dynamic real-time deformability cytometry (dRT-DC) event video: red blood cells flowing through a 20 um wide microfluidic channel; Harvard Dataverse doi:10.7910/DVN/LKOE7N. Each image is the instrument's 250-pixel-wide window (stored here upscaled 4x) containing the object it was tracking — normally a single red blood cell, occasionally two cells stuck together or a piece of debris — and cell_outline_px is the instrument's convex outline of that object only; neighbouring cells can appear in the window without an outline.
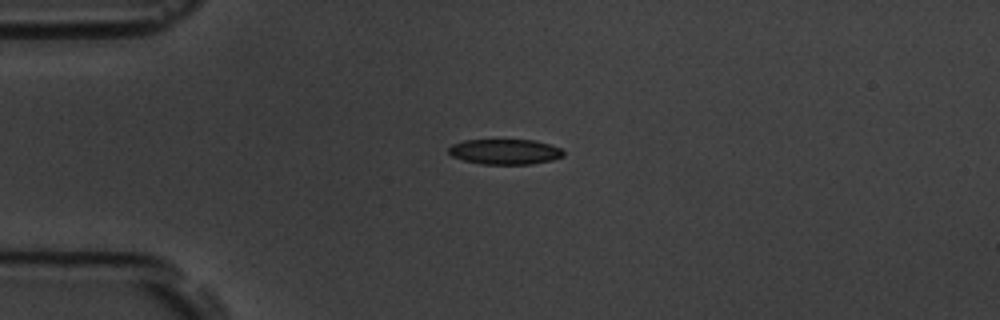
{"species": "common noctule bat (a hibernating species)", "species_latin": "Nyctalus noctula", "temperature_condition": "room temperature", "stored_images_in_passage": 5, "camera_frame_rate_fps": 3000, "um_per_image_px": 0.085, "animal": {"sex": "male", "body_mass_g": 19.5, "forearm_length_mm": 54.6}, "frame": {"image": 1, "passage_image": 4, "time_ms": 3.333, "image_size_px": [1000, 320], "cell_outline_px": [[564, 156], [552, 160], [532, 164], [480, 164], [464, 160], [452, 156], [448, 152], [448, 148], [452, 144], [464, 140], [536, 140], [560, 148], [564, 152]], "centroid_in_image_um": [42.92, 12.9], "position_along_channel_um": 42.1, "area_um2": 16.94}}